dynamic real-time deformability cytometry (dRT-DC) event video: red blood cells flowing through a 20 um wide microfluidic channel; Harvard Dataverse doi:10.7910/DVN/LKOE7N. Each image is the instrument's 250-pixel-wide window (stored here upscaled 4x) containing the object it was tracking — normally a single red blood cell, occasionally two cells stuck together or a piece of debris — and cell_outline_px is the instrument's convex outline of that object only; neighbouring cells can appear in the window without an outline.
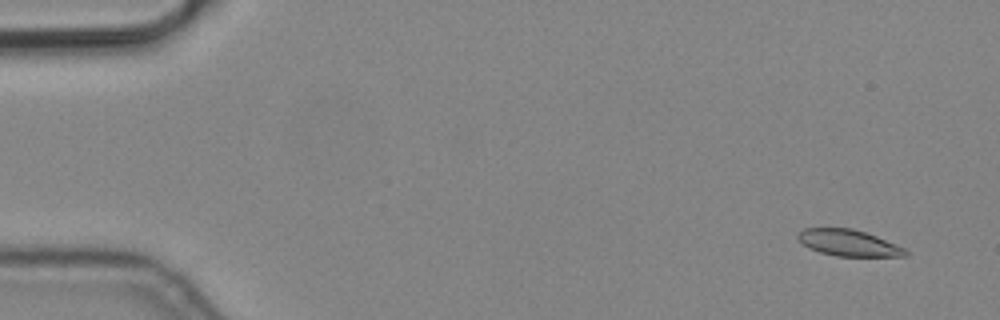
{"species": "common noctule bat (a hibernating species)", "species_latin": "Nyctalus noctula", "temperature_condition": "cold", "stored_images_in_passage": 7, "camera_frame_rate_fps": 3000, "um_per_image_px": 0.085, "animal": {"sex": "male", "body_mass_g": 19.2, "forearm_length_mm": 51.8}, "frame": {"image": 1, "passage_image": 1, "time_ms": 0.0, "image_size_px": [1000, 320], "cell_outline_px": [[908, 256], [836, 256], [820, 252], [808, 248], [796, 236], [804, 228], [852, 228], [876, 236], [896, 244], [904, 248], [908, 252]], "centroid_in_image_um": [72.13, 20.65], "position_along_channel_um": 12.9, "area_um2": 16.36}}
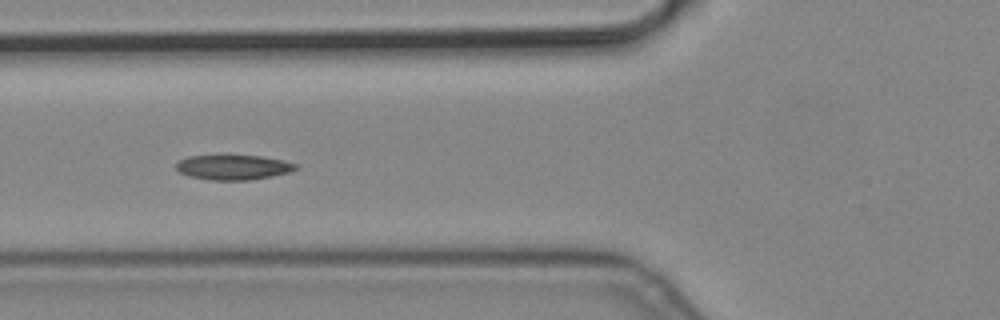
{"frame": {"image": 2, "passage_image": 5, "time_ms": 1.333, "image_size_px": [1000, 320], "cell_outline_px": [[300, 168], [288, 172], [272, 176], [252, 180], [208, 180], [188, 176], [180, 172], [176, 168], [176, 164], [180, 160], [188, 156], [224, 152], [260, 156], [284, 160], [296, 164]], "centroid_in_image_um": [19.8, 14.17], "position_along_channel_um": 106.0, "area_um2": 18.32}}
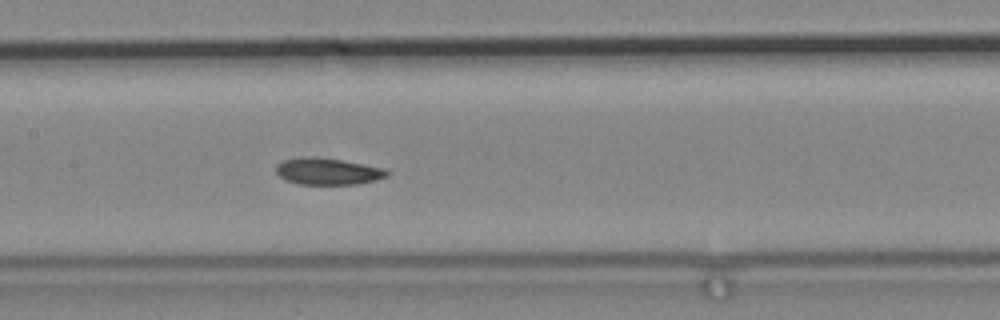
{"frame": {"image": 3, "passage_image": 7, "time_ms": 2.0, "image_size_px": [1000, 320], "cell_outline_px": [[388, 176], [376, 180], [356, 184], [300, 184], [288, 180], [280, 176], [276, 172], [276, 164], [284, 160], [340, 160], [384, 168], [388, 172]], "centroid_in_image_um": [27.93, 14.62], "position_along_channel_um": 179.5, "area_um2": 16.13}}